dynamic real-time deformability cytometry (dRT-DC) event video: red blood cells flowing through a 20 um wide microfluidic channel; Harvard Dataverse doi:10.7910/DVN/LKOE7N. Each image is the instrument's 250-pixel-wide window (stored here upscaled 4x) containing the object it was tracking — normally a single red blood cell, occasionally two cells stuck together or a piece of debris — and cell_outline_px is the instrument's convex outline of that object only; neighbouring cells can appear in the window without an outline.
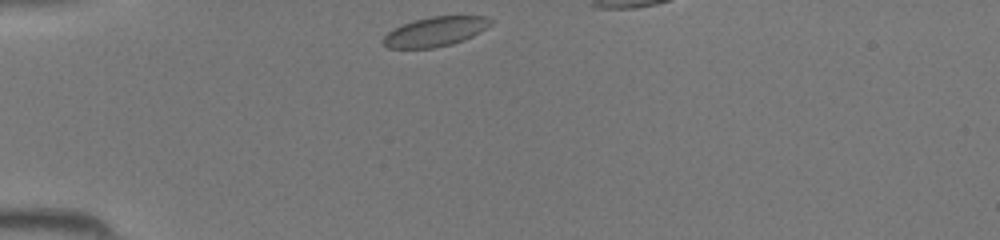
{"species": "common noctule bat (a hibernating species)", "species_latin": "Nyctalus noctula", "temperature_condition": "room temperature", "stored_images_in_passage": 28, "camera_frame_rate_fps": 3000, "um_per_image_px": 0.085, "animal": {"sex": "female", "body_mass_g": 19.5, "forearm_length_mm": 54.1}, "frame": {"image": 1, "passage_image": 1, "time_ms": 0.0, "image_size_px": [1000, 240], "cell_outline_px": [[492, 24], [488, 28], [464, 40], [452, 44], [436, 48], [388, 48], [380, 40], [388, 32], [404, 24], [416, 20], [432, 16], [488, 16], [492, 20]], "centroid_in_image_um": [37.03, 2.69], "position_along_channel_um": 48.0, "area_um2": 18.5}}
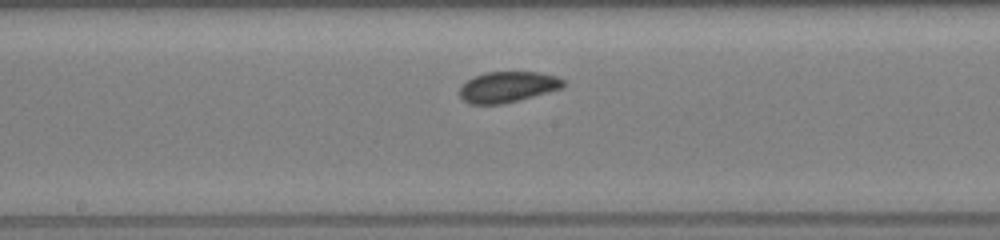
{"frame": {"image": 2, "passage_image": 13, "time_ms": 4.0, "image_size_px": [1000, 240], "cell_outline_px": [[568, 84], [560, 88], [520, 100], [504, 104], [468, 104], [460, 96], [460, 84], [476, 76], [488, 72], [536, 72], [556, 76], [564, 80]], "centroid_in_image_um": [43.15, 7.39], "position_along_channel_um": 205.1, "area_um2": 18.55}}
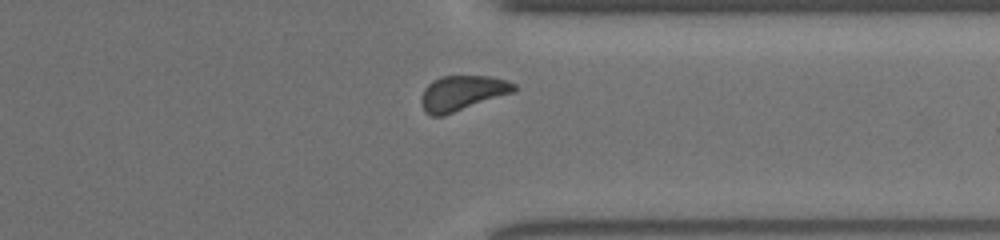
{"frame": {"image": 3, "passage_image": 24, "time_ms": 7.667, "image_size_px": [1000, 240], "cell_outline_px": [[516, 88], [512, 92], [444, 116], [432, 116], [424, 112], [420, 100], [424, 88], [432, 80], [444, 76], [488, 76], [504, 80], [516, 84]], "centroid_in_image_um": [39.22, 7.92], "position_along_channel_um": 372.2, "area_um2": 18.79}}